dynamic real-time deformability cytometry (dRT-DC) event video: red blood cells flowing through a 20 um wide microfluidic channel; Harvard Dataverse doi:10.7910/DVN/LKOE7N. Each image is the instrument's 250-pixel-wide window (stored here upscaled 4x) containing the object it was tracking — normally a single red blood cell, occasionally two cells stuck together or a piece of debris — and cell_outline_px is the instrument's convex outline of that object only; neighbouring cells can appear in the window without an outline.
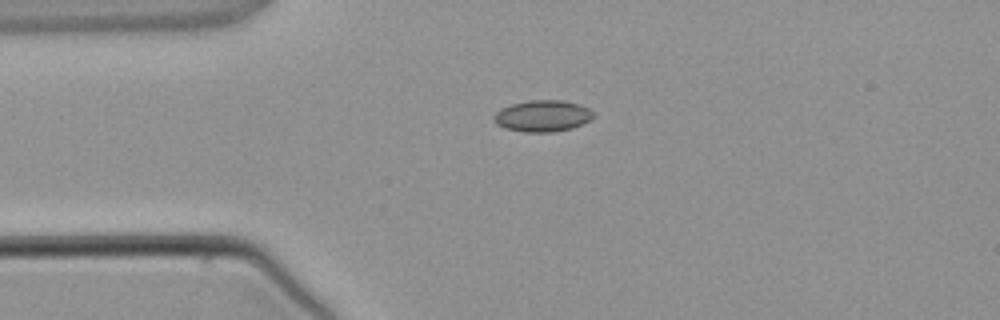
{"species": "common noctule bat (a hibernating species)", "species_latin": "Nyctalus noctula", "temperature_condition": "warm", "stored_images_in_passage": 2, "camera_frame_rate_fps": 3000, "um_per_image_px": 0.085, "animal": {"sex": "male", "body_mass_g": 21.5, "forearm_length_mm": 52.0}, "frame": {"image": 1, "passage_image": 1, "time_ms": 0.0, "image_size_px": [1000, 320], "cell_outline_px": [[592, 116], [588, 120], [572, 128], [552, 132], [524, 132], [504, 128], [496, 124], [492, 120], [492, 116], [500, 108], [512, 104], [532, 100], [564, 100], [580, 104], [588, 108], [592, 112]], "centroid_in_image_um": [46.06, 9.85], "position_along_channel_um": 38.9, "area_um2": 18.21}}